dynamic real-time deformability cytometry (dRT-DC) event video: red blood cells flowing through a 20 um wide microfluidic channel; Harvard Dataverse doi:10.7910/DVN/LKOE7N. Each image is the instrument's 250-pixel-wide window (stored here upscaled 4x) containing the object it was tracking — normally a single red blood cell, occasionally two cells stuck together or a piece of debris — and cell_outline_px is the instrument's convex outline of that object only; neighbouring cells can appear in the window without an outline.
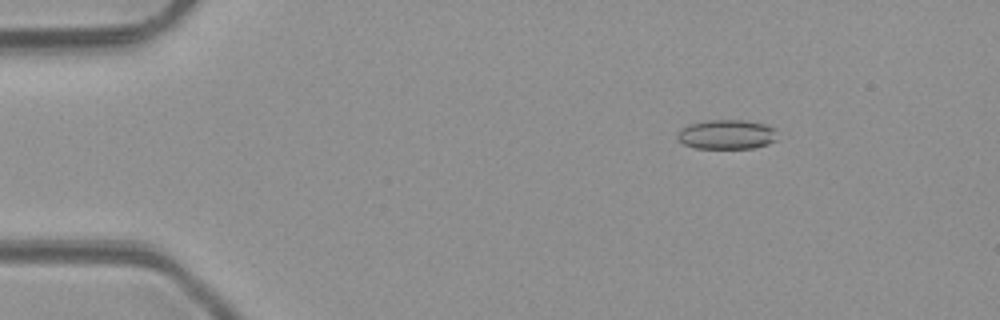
{"species": "common noctule bat (a hibernating species)", "species_latin": "Nyctalus noctula", "temperature_condition": "room temperature", "stored_images_in_passage": 3, "camera_frame_rate_fps": 3000, "um_per_image_px": 0.085, "animal": {"sex": "male", "body_mass_g": 23.1, "forearm_length_mm": 52.7}, "frame": {"image": 1, "passage_image": 1, "time_ms": 0.0, "image_size_px": [1000, 320], "cell_outline_px": [[776, 140], [768, 144], [752, 148], [696, 148], [684, 144], [676, 136], [680, 128], [688, 124], [704, 120], [744, 120], [768, 124], [776, 128]], "centroid_in_image_um": [61.78, 11.41], "position_along_channel_um": 23.2, "area_um2": 17.4}}